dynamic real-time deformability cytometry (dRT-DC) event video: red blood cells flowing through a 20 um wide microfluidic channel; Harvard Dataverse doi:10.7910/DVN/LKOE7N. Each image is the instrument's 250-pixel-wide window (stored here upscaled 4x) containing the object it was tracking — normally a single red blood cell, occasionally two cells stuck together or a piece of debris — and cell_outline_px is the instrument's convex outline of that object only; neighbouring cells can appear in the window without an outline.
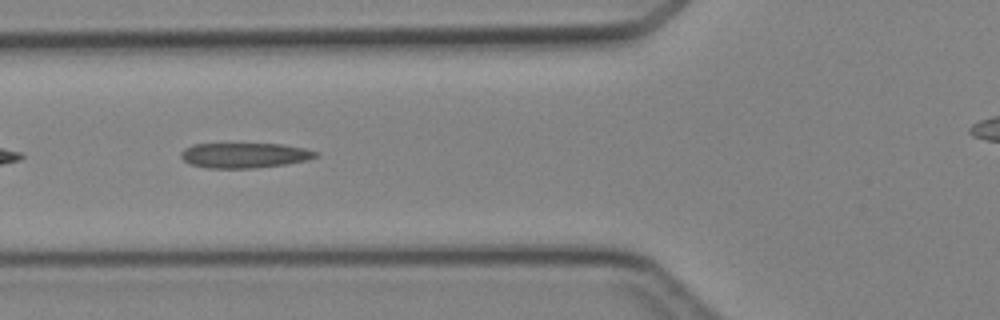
{"species": "Egyptian fruit bat (a non-hibernating species)", "species_latin": "Rousettus aegyptiacus", "temperature_condition": "cold", "stored_images_in_passage": 5, "segment_of_instrument_passage": [2, 2], "camera_frame_rate_fps": 3000, "um_per_image_px": 0.085, "animal": {"sex": "female"}, "frame": {"image": 1, "passage_image": 5, "time_ms": 4.667, "image_size_px": [1000, 320], "cell_outline_px": [[320, 156], [308, 160], [288, 164], [252, 168], [208, 168], [192, 164], [184, 160], [180, 156], [180, 152], [184, 148], [192, 144], [284, 144], [304, 148], [320, 152]], "centroid_in_image_um": [20.84, 13.2], "position_along_channel_um": 105.0, "area_um2": 19.88}}